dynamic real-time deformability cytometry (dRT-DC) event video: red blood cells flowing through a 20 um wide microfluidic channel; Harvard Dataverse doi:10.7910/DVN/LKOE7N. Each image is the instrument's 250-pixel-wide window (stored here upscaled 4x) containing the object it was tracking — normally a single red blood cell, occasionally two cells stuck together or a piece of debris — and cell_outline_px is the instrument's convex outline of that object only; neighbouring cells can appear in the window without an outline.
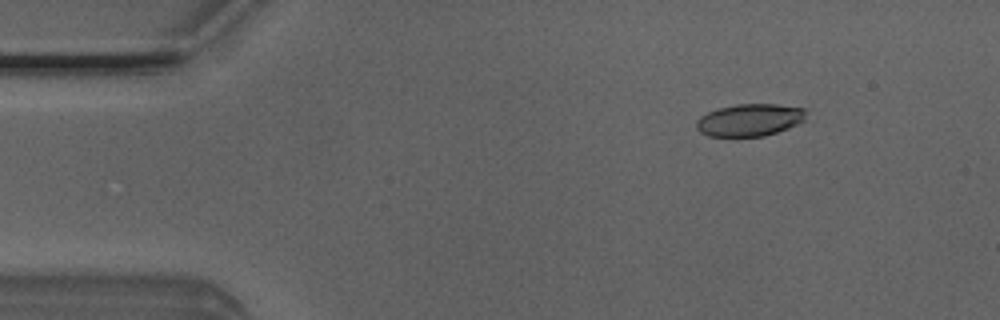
{"species": "Egyptian fruit bat (a non-hibernating species)", "species_latin": "Rousettus aegyptiacus", "temperature_condition": "room temperature", "stored_images_in_passage": 51, "camera_frame_rate_fps": 3000, "um_per_image_px": 0.085, "animal": {"sex": "male"}, "frame": {"image": 1, "passage_image": 7, "time_ms": 2.0, "image_size_px": [1000, 320], "cell_outline_px": [[804, 120], [788, 128], [764, 136], [708, 136], [700, 132], [696, 128], [696, 120], [700, 116], [716, 108], [736, 104], [776, 104], [804, 108]], "centroid_in_image_um": [63.67, 10.19], "position_along_channel_um": 21.3, "area_um2": 20.58}}
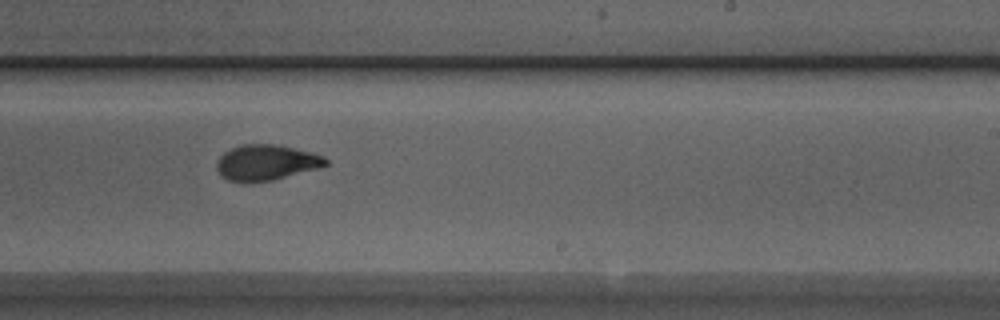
{"frame": {"image": 2, "passage_image": 31, "time_ms": 10.0, "image_size_px": [1000, 320], "cell_outline_px": [[328, 164], [320, 168], [272, 180], [244, 184], [228, 180], [220, 176], [216, 168], [216, 160], [224, 152], [232, 148], [244, 144], [276, 144], [312, 152], [324, 156], [328, 160]], "centroid_in_image_um": [22.61, 13.83], "position_along_channel_um": 266.4, "area_um2": 23.0}}
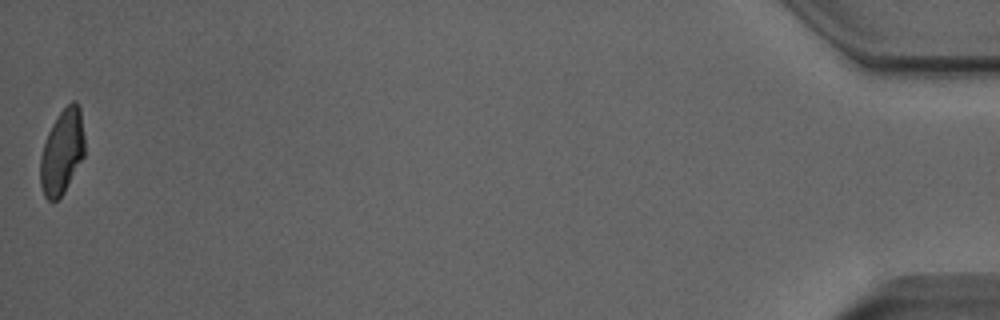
{"frame": {"image": 3, "passage_image": 51, "time_ms": 16.667, "image_size_px": [1000, 320], "cell_outline_px": [[84, 156], [64, 192], [56, 200], [48, 200], [44, 196], [40, 184], [40, 156], [48, 132], [56, 116], [72, 100], [76, 100], [80, 108], [84, 136]], "centroid_in_image_um": [5.27, 12.89], "position_along_channel_um": 429.9, "area_um2": 21.85}, "authors_computed_cell_mechanics": {"area_um2": 22.5998, "velocity_mm_per_s": 4.0099, "shape_relaxation_time_tau1_ms": 5.8397, "shape_relaxation_time_tau2_ms": 1.0935, "deformation_change_tau1": 0.1748, "deformation_change_tau2": 0.0616}}